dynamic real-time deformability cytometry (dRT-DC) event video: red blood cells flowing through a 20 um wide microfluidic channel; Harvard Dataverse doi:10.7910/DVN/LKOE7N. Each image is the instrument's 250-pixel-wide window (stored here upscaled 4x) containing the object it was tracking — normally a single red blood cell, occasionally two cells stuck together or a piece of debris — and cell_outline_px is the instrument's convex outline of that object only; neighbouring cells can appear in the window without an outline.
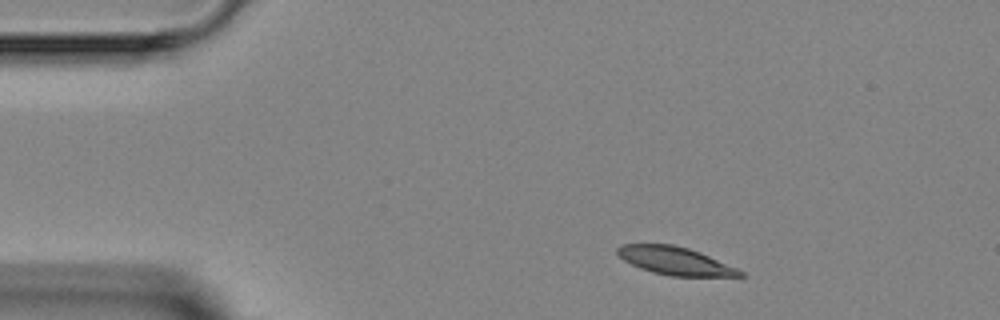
{"species": "Egyptian fruit bat (a non-hibernating species)", "species_latin": "Rousettus aegyptiacus", "temperature_condition": "room temperature", "stored_images_in_passage": 3, "camera_frame_rate_fps": 3000, "um_per_image_px": 0.085, "animal": {"sex": "female"}, "frame": {"image": 1, "passage_image": 1, "time_ms": 0.0, "image_size_px": [1000, 320], "cell_outline_px": [[748, 276], [672, 276], [652, 272], [640, 268], [624, 260], [616, 252], [616, 248], [620, 244], [672, 244], [688, 248], [700, 252], [736, 268], [744, 272]], "centroid_in_image_um": [57.37, 22.17], "position_along_channel_um": 27.6, "area_um2": 19.83}}